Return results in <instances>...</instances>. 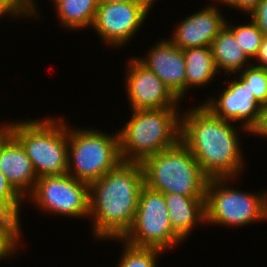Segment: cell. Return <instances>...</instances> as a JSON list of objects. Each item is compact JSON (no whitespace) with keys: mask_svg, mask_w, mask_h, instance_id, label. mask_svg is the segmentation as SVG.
<instances>
[{"mask_svg":"<svg viewBox=\"0 0 267 267\" xmlns=\"http://www.w3.org/2000/svg\"><path fill=\"white\" fill-rule=\"evenodd\" d=\"M235 126L231 121L213 115L202 104L182 110L180 141L209 178H240L243 175L245 158L239 136L251 133L242 126Z\"/></svg>","mask_w":267,"mask_h":267,"instance_id":"1","label":"cell"},{"mask_svg":"<svg viewBox=\"0 0 267 267\" xmlns=\"http://www.w3.org/2000/svg\"><path fill=\"white\" fill-rule=\"evenodd\" d=\"M144 186L141 163L121 161L89 184V218L93 238L105 242L122 239L135 220Z\"/></svg>","mask_w":267,"mask_h":267,"instance_id":"2","label":"cell"},{"mask_svg":"<svg viewBox=\"0 0 267 267\" xmlns=\"http://www.w3.org/2000/svg\"><path fill=\"white\" fill-rule=\"evenodd\" d=\"M131 112L130 119L117 130L122 161L141 163L180 141L181 108Z\"/></svg>","mask_w":267,"mask_h":267,"instance_id":"3","label":"cell"},{"mask_svg":"<svg viewBox=\"0 0 267 267\" xmlns=\"http://www.w3.org/2000/svg\"><path fill=\"white\" fill-rule=\"evenodd\" d=\"M44 117L8 122L7 131L22 145L37 177L61 175L68 170V122Z\"/></svg>","mask_w":267,"mask_h":267,"instance_id":"4","label":"cell"},{"mask_svg":"<svg viewBox=\"0 0 267 267\" xmlns=\"http://www.w3.org/2000/svg\"><path fill=\"white\" fill-rule=\"evenodd\" d=\"M144 185L149 189L189 197H205L209 177L191 151L179 141L141 162Z\"/></svg>","mask_w":267,"mask_h":267,"instance_id":"5","label":"cell"},{"mask_svg":"<svg viewBox=\"0 0 267 267\" xmlns=\"http://www.w3.org/2000/svg\"><path fill=\"white\" fill-rule=\"evenodd\" d=\"M236 179L209 178L205 194L207 225L233 228L267 221V188L248 193L232 187Z\"/></svg>","mask_w":267,"mask_h":267,"instance_id":"6","label":"cell"},{"mask_svg":"<svg viewBox=\"0 0 267 267\" xmlns=\"http://www.w3.org/2000/svg\"><path fill=\"white\" fill-rule=\"evenodd\" d=\"M68 124V170L79 181L92 183L114 169L121 161L118 132L107 134L91 127Z\"/></svg>","mask_w":267,"mask_h":267,"instance_id":"7","label":"cell"},{"mask_svg":"<svg viewBox=\"0 0 267 267\" xmlns=\"http://www.w3.org/2000/svg\"><path fill=\"white\" fill-rule=\"evenodd\" d=\"M136 247L157 248L168 252L183 240L174 232L164 195L143 186L140 190L135 220L122 238Z\"/></svg>","mask_w":267,"mask_h":267,"instance_id":"8","label":"cell"},{"mask_svg":"<svg viewBox=\"0 0 267 267\" xmlns=\"http://www.w3.org/2000/svg\"><path fill=\"white\" fill-rule=\"evenodd\" d=\"M25 199L45 214L71 219L89 218V184L68 173L39 177Z\"/></svg>","mask_w":267,"mask_h":267,"instance_id":"9","label":"cell"},{"mask_svg":"<svg viewBox=\"0 0 267 267\" xmlns=\"http://www.w3.org/2000/svg\"><path fill=\"white\" fill-rule=\"evenodd\" d=\"M157 2H99L92 25L103 45L124 48L137 35Z\"/></svg>","mask_w":267,"mask_h":267,"instance_id":"10","label":"cell"},{"mask_svg":"<svg viewBox=\"0 0 267 267\" xmlns=\"http://www.w3.org/2000/svg\"><path fill=\"white\" fill-rule=\"evenodd\" d=\"M233 76V77H231ZM230 77V78H229ZM228 83L217 97H209L201 104L213 115L231 121L248 130L250 133L258 126L262 105L255 99L246 81L237 73L227 75ZM232 78V80H230ZM227 82V83H226Z\"/></svg>","mask_w":267,"mask_h":267,"instance_id":"11","label":"cell"},{"mask_svg":"<svg viewBox=\"0 0 267 267\" xmlns=\"http://www.w3.org/2000/svg\"><path fill=\"white\" fill-rule=\"evenodd\" d=\"M126 62L125 89L131 110L181 108L180 100L135 56Z\"/></svg>","mask_w":267,"mask_h":267,"instance_id":"12","label":"cell"},{"mask_svg":"<svg viewBox=\"0 0 267 267\" xmlns=\"http://www.w3.org/2000/svg\"><path fill=\"white\" fill-rule=\"evenodd\" d=\"M146 53L143 57H135L148 70L154 72L182 102L186 96V63L183 50L169 39L162 38Z\"/></svg>","mask_w":267,"mask_h":267,"instance_id":"13","label":"cell"},{"mask_svg":"<svg viewBox=\"0 0 267 267\" xmlns=\"http://www.w3.org/2000/svg\"><path fill=\"white\" fill-rule=\"evenodd\" d=\"M211 3L177 22L171 38L168 39L182 50L190 47H211L214 38L226 23L219 3Z\"/></svg>","mask_w":267,"mask_h":267,"instance_id":"14","label":"cell"},{"mask_svg":"<svg viewBox=\"0 0 267 267\" xmlns=\"http://www.w3.org/2000/svg\"><path fill=\"white\" fill-rule=\"evenodd\" d=\"M0 170L24 198L33 191L37 174L22 145L8 131L0 138Z\"/></svg>","mask_w":267,"mask_h":267,"instance_id":"15","label":"cell"},{"mask_svg":"<svg viewBox=\"0 0 267 267\" xmlns=\"http://www.w3.org/2000/svg\"><path fill=\"white\" fill-rule=\"evenodd\" d=\"M168 215L174 232L186 241L195 227L206 225L205 197L165 193Z\"/></svg>","mask_w":267,"mask_h":267,"instance_id":"16","label":"cell"},{"mask_svg":"<svg viewBox=\"0 0 267 267\" xmlns=\"http://www.w3.org/2000/svg\"><path fill=\"white\" fill-rule=\"evenodd\" d=\"M215 67L222 75H232L242 71L253 61L237 43L234 33L225 25L211 44ZM222 70V71H221ZM226 73V74H225Z\"/></svg>","mask_w":267,"mask_h":267,"instance_id":"17","label":"cell"},{"mask_svg":"<svg viewBox=\"0 0 267 267\" xmlns=\"http://www.w3.org/2000/svg\"><path fill=\"white\" fill-rule=\"evenodd\" d=\"M186 63V95L193 88H202L211 84L219 75L211 47H190L183 49ZM193 87V88H192Z\"/></svg>","mask_w":267,"mask_h":267,"instance_id":"18","label":"cell"},{"mask_svg":"<svg viewBox=\"0 0 267 267\" xmlns=\"http://www.w3.org/2000/svg\"><path fill=\"white\" fill-rule=\"evenodd\" d=\"M56 9V17L63 29L70 30L90 29L93 25L98 0H51Z\"/></svg>","mask_w":267,"mask_h":267,"instance_id":"19","label":"cell"},{"mask_svg":"<svg viewBox=\"0 0 267 267\" xmlns=\"http://www.w3.org/2000/svg\"><path fill=\"white\" fill-rule=\"evenodd\" d=\"M122 243L117 267H158L160 255L166 253L157 248L136 247L129 245L122 239H111Z\"/></svg>","mask_w":267,"mask_h":267,"instance_id":"20","label":"cell"},{"mask_svg":"<svg viewBox=\"0 0 267 267\" xmlns=\"http://www.w3.org/2000/svg\"><path fill=\"white\" fill-rule=\"evenodd\" d=\"M250 22L233 25L226 19L225 25L234 33L237 43L245 54L254 61L263 41L264 35L250 18Z\"/></svg>","mask_w":267,"mask_h":267,"instance_id":"21","label":"cell"},{"mask_svg":"<svg viewBox=\"0 0 267 267\" xmlns=\"http://www.w3.org/2000/svg\"><path fill=\"white\" fill-rule=\"evenodd\" d=\"M21 225L20 221H0V261L14 258L21 250Z\"/></svg>","mask_w":267,"mask_h":267,"instance_id":"22","label":"cell"},{"mask_svg":"<svg viewBox=\"0 0 267 267\" xmlns=\"http://www.w3.org/2000/svg\"><path fill=\"white\" fill-rule=\"evenodd\" d=\"M238 74L246 81L255 99L262 106L267 104V69L251 64Z\"/></svg>","mask_w":267,"mask_h":267,"instance_id":"23","label":"cell"},{"mask_svg":"<svg viewBox=\"0 0 267 267\" xmlns=\"http://www.w3.org/2000/svg\"><path fill=\"white\" fill-rule=\"evenodd\" d=\"M25 200L0 170V206L21 222V205H24Z\"/></svg>","mask_w":267,"mask_h":267,"instance_id":"24","label":"cell"},{"mask_svg":"<svg viewBox=\"0 0 267 267\" xmlns=\"http://www.w3.org/2000/svg\"><path fill=\"white\" fill-rule=\"evenodd\" d=\"M248 14L262 34L267 37V0H261Z\"/></svg>","mask_w":267,"mask_h":267,"instance_id":"25","label":"cell"},{"mask_svg":"<svg viewBox=\"0 0 267 267\" xmlns=\"http://www.w3.org/2000/svg\"><path fill=\"white\" fill-rule=\"evenodd\" d=\"M31 18L14 0H0V18ZM1 20V19H0Z\"/></svg>","mask_w":267,"mask_h":267,"instance_id":"26","label":"cell"},{"mask_svg":"<svg viewBox=\"0 0 267 267\" xmlns=\"http://www.w3.org/2000/svg\"><path fill=\"white\" fill-rule=\"evenodd\" d=\"M211 1V0H210ZM221 5L234 8L240 12H243L246 16L248 13L261 1V0H212Z\"/></svg>","mask_w":267,"mask_h":267,"instance_id":"27","label":"cell"},{"mask_svg":"<svg viewBox=\"0 0 267 267\" xmlns=\"http://www.w3.org/2000/svg\"><path fill=\"white\" fill-rule=\"evenodd\" d=\"M250 135L259 138H267V104L262 106L259 124Z\"/></svg>","mask_w":267,"mask_h":267,"instance_id":"28","label":"cell"},{"mask_svg":"<svg viewBox=\"0 0 267 267\" xmlns=\"http://www.w3.org/2000/svg\"><path fill=\"white\" fill-rule=\"evenodd\" d=\"M254 60H256L253 62L254 65L267 69V37L264 36L258 54Z\"/></svg>","mask_w":267,"mask_h":267,"instance_id":"29","label":"cell"},{"mask_svg":"<svg viewBox=\"0 0 267 267\" xmlns=\"http://www.w3.org/2000/svg\"><path fill=\"white\" fill-rule=\"evenodd\" d=\"M30 17H32L35 5L30 0H14Z\"/></svg>","mask_w":267,"mask_h":267,"instance_id":"30","label":"cell"},{"mask_svg":"<svg viewBox=\"0 0 267 267\" xmlns=\"http://www.w3.org/2000/svg\"><path fill=\"white\" fill-rule=\"evenodd\" d=\"M157 0H98L105 3H125V2H156Z\"/></svg>","mask_w":267,"mask_h":267,"instance_id":"31","label":"cell"},{"mask_svg":"<svg viewBox=\"0 0 267 267\" xmlns=\"http://www.w3.org/2000/svg\"><path fill=\"white\" fill-rule=\"evenodd\" d=\"M0 221H19L18 219L10 216L1 206H0Z\"/></svg>","mask_w":267,"mask_h":267,"instance_id":"32","label":"cell"},{"mask_svg":"<svg viewBox=\"0 0 267 267\" xmlns=\"http://www.w3.org/2000/svg\"><path fill=\"white\" fill-rule=\"evenodd\" d=\"M34 5H35V10H34V13H33V15H32V18H35V19H39V11H40V9H38L39 7V4H37L38 2H35V0H30ZM38 17V18H37Z\"/></svg>","mask_w":267,"mask_h":267,"instance_id":"33","label":"cell"},{"mask_svg":"<svg viewBox=\"0 0 267 267\" xmlns=\"http://www.w3.org/2000/svg\"><path fill=\"white\" fill-rule=\"evenodd\" d=\"M7 122L0 123V138L6 133L7 131Z\"/></svg>","mask_w":267,"mask_h":267,"instance_id":"34","label":"cell"}]
</instances>
